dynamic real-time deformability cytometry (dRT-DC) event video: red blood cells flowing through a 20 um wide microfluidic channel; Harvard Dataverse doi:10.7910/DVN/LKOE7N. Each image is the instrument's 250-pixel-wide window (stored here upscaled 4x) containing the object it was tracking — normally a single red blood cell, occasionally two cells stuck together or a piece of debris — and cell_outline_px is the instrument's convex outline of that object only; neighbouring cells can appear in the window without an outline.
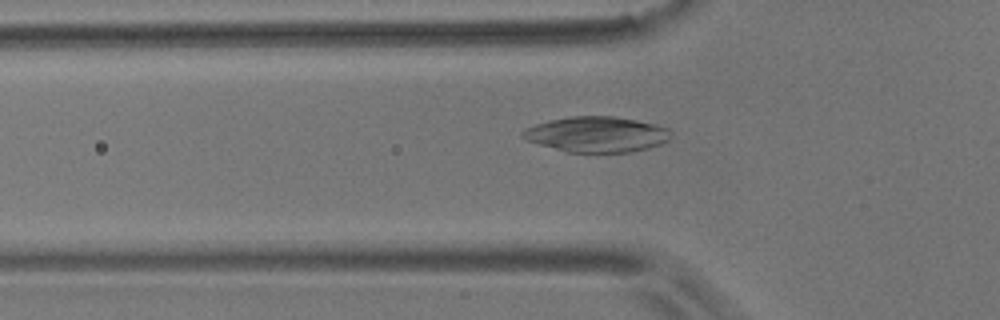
{"species": "common noctule bat (a hibernating species)", "species_latin": "Nyctalus noctula", "temperature_condition": "room temperature", "stored_images_in_passage": 6, "camera_frame_rate_fps": 3000, "um_per_image_px": 0.085, "animal": {"sex": "male", "body_mass_g": 17.9}, "frame": {"image": 1, "passage_image": 6, "time_ms": 1.667, "image_size_px": [1000, 320], "cell_outline_px": [[672, 136], [668, 140], [660, 144], [648, 148], [628, 152], [564, 152], [528, 140], [520, 136], [520, 132], [524, 128], [548, 120], [572, 116], [612, 116], [636, 120], [656, 124], [668, 128], [672, 132]], "centroid_in_image_um": [50.71, 11.41], "position_along_channel_um": 75.1, "area_um2": 30.75}}